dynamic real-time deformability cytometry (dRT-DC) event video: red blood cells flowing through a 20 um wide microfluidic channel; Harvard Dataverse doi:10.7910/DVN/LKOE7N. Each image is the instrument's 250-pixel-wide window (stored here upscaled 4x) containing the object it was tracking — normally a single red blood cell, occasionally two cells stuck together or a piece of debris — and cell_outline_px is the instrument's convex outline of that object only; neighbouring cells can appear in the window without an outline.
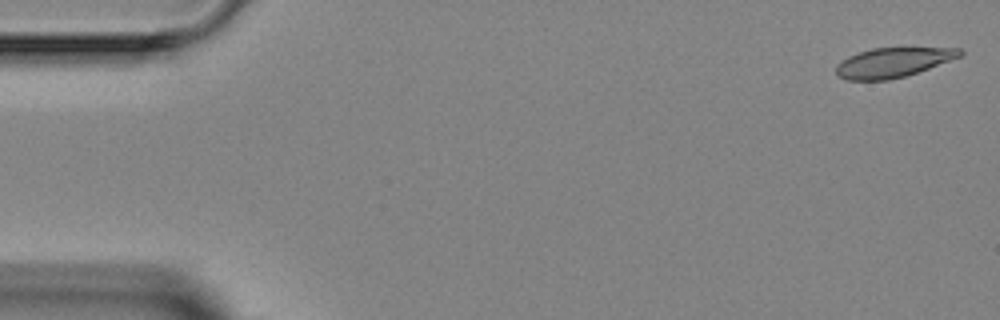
{"species": "Egyptian fruit bat (a non-hibernating species)", "species_latin": "Rousettus aegyptiacus", "temperature_condition": "room temperature", "stored_images_in_passage": 4, "camera_frame_rate_fps": 3000, "um_per_image_px": 0.085, "animal": {"sex": "female"}, "frame": {"image": 1, "passage_image": 1, "time_ms": 0.0, "image_size_px": [1000, 320], "cell_outline_px": [[964, 56], [908, 76], [888, 80], [848, 80], [840, 76], [836, 72], [836, 64], [840, 60], [848, 56], [872, 48], [960, 48], [964, 52]], "centroid_in_image_um": [75.95, 5.31], "position_along_channel_um": 9.1, "area_um2": 21.62}}